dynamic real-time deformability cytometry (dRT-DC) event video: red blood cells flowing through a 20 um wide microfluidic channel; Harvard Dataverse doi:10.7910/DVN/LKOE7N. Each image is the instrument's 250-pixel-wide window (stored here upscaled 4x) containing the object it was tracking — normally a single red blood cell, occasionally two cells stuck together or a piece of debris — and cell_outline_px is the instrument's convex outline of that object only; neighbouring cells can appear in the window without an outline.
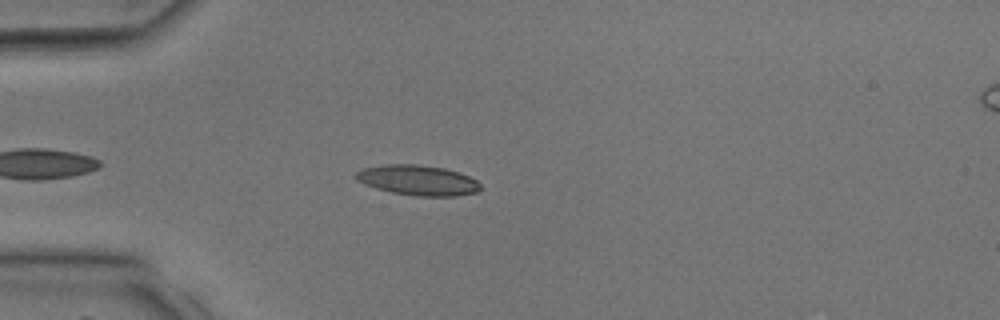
{"species": "common noctule bat (a hibernating species)", "species_latin": "Nyctalus noctula", "temperature_condition": "room temperature", "stored_images_in_passage": 31, "camera_frame_rate_fps": 3000, "um_per_image_px": 0.085, "animal": {"sex": "male", "body_mass_g": 17.9, "forearm_length_mm": 54.2}, "frame": {"image": 1, "passage_image": 5, "time_ms": 1.333, "image_size_px": [1000, 320], "cell_outline_px": [[480, 188], [476, 192], [456, 196], [416, 196], [392, 192], [376, 188], [364, 184], [356, 180], [352, 176], [356, 172], [364, 168], [384, 164], [420, 164], [444, 168], [468, 176], [476, 180], [480, 184]], "centroid_in_image_um": [35.47, 15.31], "position_along_channel_um": 49.5, "area_um2": 21.91}}
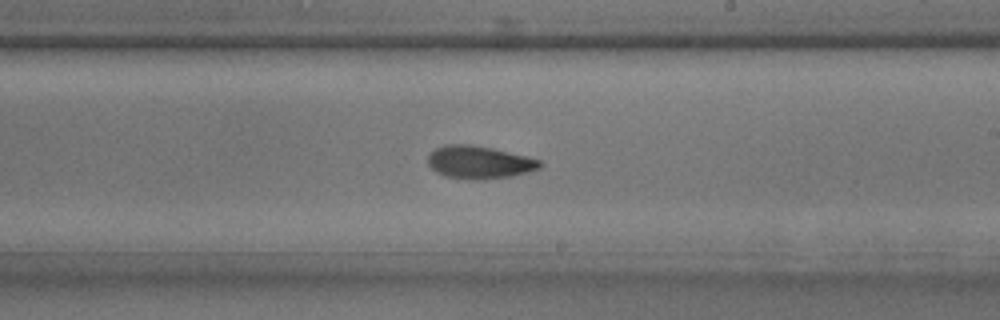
{"frame": {"image": 2, "passage_image": 17, "time_ms": 5.333, "image_size_px": [1000, 320], "cell_outline_px": [[540, 168], [528, 172], [512, 176], [484, 180], [464, 180], [444, 176], [436, 172], [428, 164], [428, 156], [436, 148], [444, 144], [472, 144], [492, 148], [528, 156], [540, 160]], "centroid_in_image_um": [40.72, 13.8], "position_along_channel_um": 248.3, "area_um2": 21.68}}
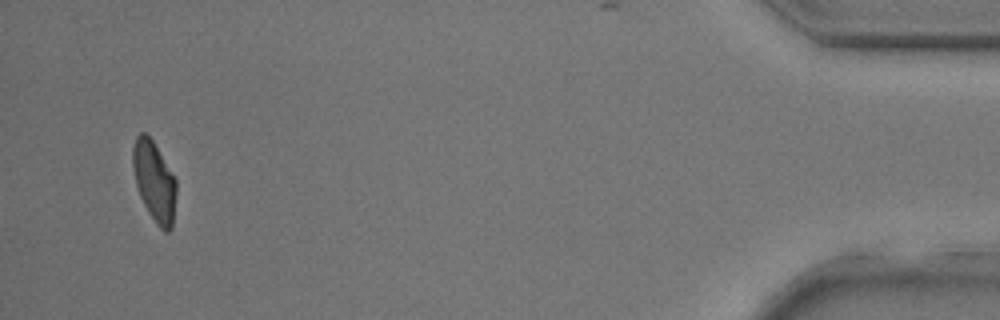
{"frame": {"image": 3, "passage_image": 31, "time_ms": 10.0, "image_size_px": [1000, 320], "cell_outline_px": [[176, 196], [172, 228], [168, 232], [164, 232], [156, 224], [148, 212], [140, 196], [136, 184], [132, 164], [132, 148], [136, 136], [140, 132], [144, 132], [152, 140], [176, 180]], "centroid_in_image_um": [13.11, 15.44], "position_along_channel_um": 422.1, "area_um2": 20.17}}